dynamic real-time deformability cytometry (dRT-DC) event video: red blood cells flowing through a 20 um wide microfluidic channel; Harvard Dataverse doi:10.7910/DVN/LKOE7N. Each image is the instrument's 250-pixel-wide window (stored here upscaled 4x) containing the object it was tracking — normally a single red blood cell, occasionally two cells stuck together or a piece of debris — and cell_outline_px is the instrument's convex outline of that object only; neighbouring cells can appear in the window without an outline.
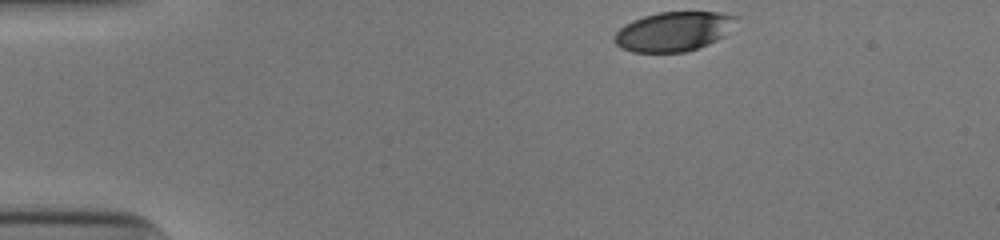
{"species": "human", "species_latin": "Homo sapiens", "temperature_condition": "cold", "stored_images_in_passage": 36, "camera_frame_rate_fps": 3000, "um_per_image_px": 0.085, "donor": {"sex": "male"}, "frame": {"image": 1, "passage_image": 1, "time_ms": 0.0, "image_size_px": [1000, 240], "cell_outline_px": [[740, 16], [724, 36], [708, 44], [688, 52], [632, 52], [620, 48], [612, 40], [612, 36], [624, 24], [632, 20], [644, 16], [660, 12], [720, 12]], "centroid_in_image_um": [57.23, 2.67], "position_along_channel_um": 27.8, "area_um2": 28.21}}
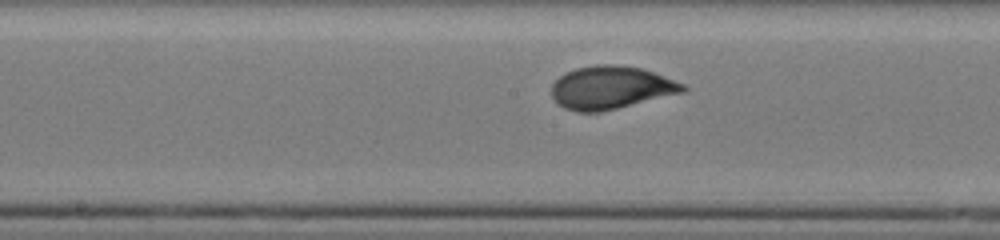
{"frame": {"image": 2, "passage_image": 20, "time_ms": 6.333, "image_size_px": [1000, 240], "cell_outline_px": [[688, 88], [684, 92], [600, 112], [576, 112], [564, 108], [552, 96], [552, 84], [564, 72], [576, 68], [596, 64], [616, 64], [640, 68], [652, 72], [684, 84]], "centroid_in_image_um": [51.9, 7.44], "position_along_channel_um": 196.3, "area_um2": 32.66}}
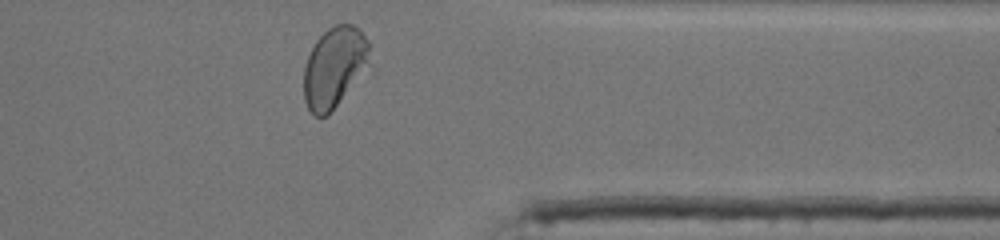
{"frame": {"image": 3, "passage_image": 35, "time_ms": 11.333, "image_size_px": [1000, 240], "cell_outline_px": [[376, 72], [328, 116], [312, 116], [304, 100], [304, 68], [308, 56], [316, 40], [328, 28], [336, 24], [352, 24], [360, 28], [368, 40]], "centroid_in_image_um": [28.6, 5.8], "position_along_channel_um": 382.8, "area_um2": 33.76}, "authors_computed_cell_mechanics": {"area_um2": 31.5877, "velocity_mm_per_s": 3.8874, "shape_relaxation_time_tau1_ms": 3.8452, "shape_relaxation_time_tau2_ms": null, "deformation_change_tau1": 0.174, "deformation_change_tau2": null}}